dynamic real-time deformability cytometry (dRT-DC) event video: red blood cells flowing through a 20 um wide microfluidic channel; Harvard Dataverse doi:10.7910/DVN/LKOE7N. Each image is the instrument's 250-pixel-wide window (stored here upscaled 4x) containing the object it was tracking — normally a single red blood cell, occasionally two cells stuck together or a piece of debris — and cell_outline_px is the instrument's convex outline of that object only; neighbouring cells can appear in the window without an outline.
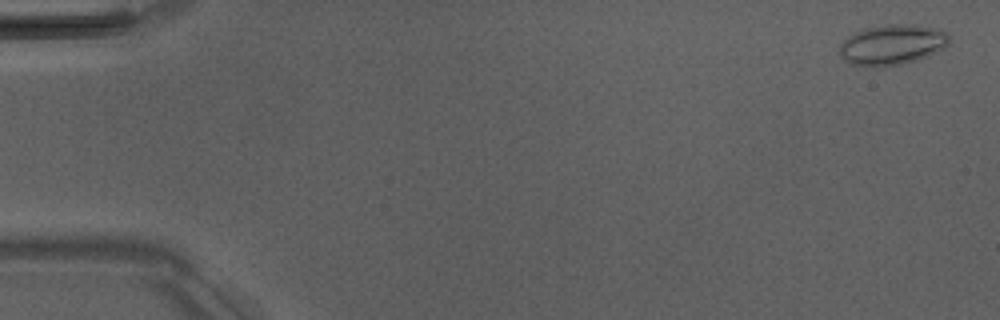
{"species": "Egyptian fruit bat (a non-hibernating species)", "species_latin": "Rousettus aegyptiacus", "temperature_condition": "room temperature", "stored_images_in_passage": 6, "camera_frame_rate_fps": 3000, "um_per_image_px": 0.085, "animal": {"sex": "male"}, "frame": {"image": 1, "passage_image": 1, "time_ms": 0.0, "image_size_px": [1000, 320], "cell_outline_px": [[948, 44], [944, 48], [916, 60], [900, 64], [876, 68], [872, 68], [852, 64], [844, 60], [840, 56], [840, 44], [852, 32], [868, 28], [888, 24], [916, 24], [936, 28], [944, 32], [948, 36]], "centroid_in_image_um": [75.79, 3.81], "position_along_channel_um": 9.2, "area_um2": 25.78}}